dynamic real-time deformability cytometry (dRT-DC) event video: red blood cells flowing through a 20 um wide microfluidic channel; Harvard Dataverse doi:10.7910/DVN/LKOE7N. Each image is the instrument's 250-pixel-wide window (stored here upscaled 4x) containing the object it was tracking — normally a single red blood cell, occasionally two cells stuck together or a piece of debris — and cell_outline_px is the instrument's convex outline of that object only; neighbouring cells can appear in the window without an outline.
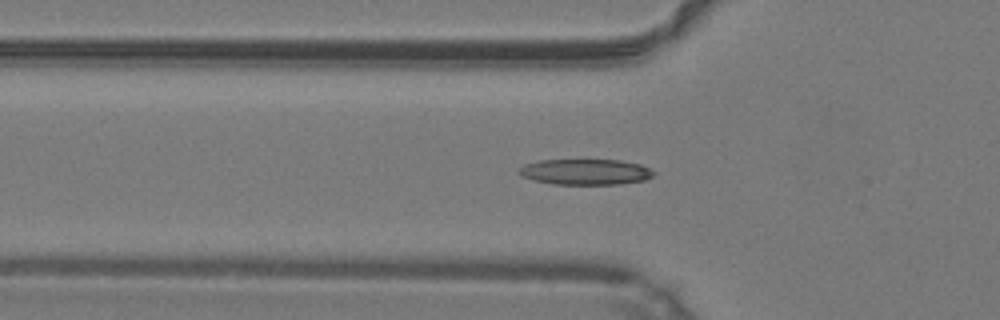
{"species": "common noctule bat (a hibernating species)", "species_latin": "Nyctalus noctula", "temperature_condition": "warm", "stored_images_in_passage": 50, "camera_frame_rate_fps": 3000, "um_per_image_px": 0.085, "animal": {"sex": "male", "body_mass_g": 19.2, "forearm_length_mm": 51.8}, "frame": {"image": 1, "passage_image": 17, "time_ms": 5.333, "image_size_px": [1000, 320], "cell_outline_px": [[656, 172], [652, 176], [644, 180], [620, 184], [552, 184], [520, 176], [516, 172], [516, 168], [524, 164], [540, 160], [620, 160], [640, 164]], "centroid_in_image_um": [49.71, 14.6], "position_along_channel_um": 76.1, "area_um2": 20.29}}
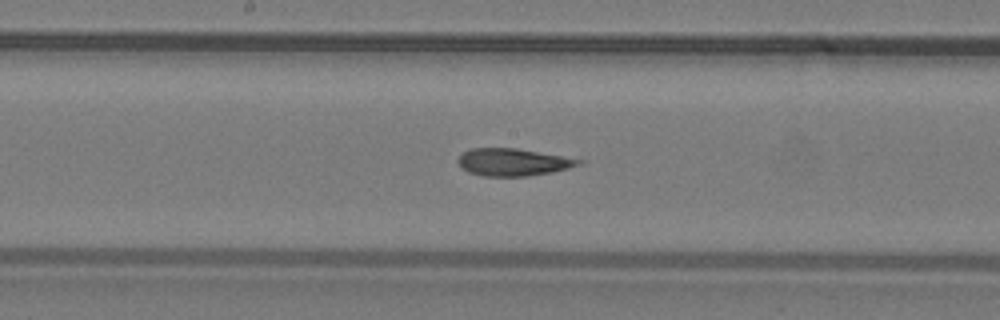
{"frame": {"image": 2, "passage_image": 26, "time_ms": 8.333, "image_size_px": [1000, 320], "cell_outline_px": [[584, 164], [552, 172], [528, 176], [484, 176], [468, 172], [456, 160], [464, 152], [472, 148], [516, 148], [584, 160]], "centroid_in_image_um": [43.63, 13.78], "position_along_channel_um": 204.6, "area_um2": 19.07}}
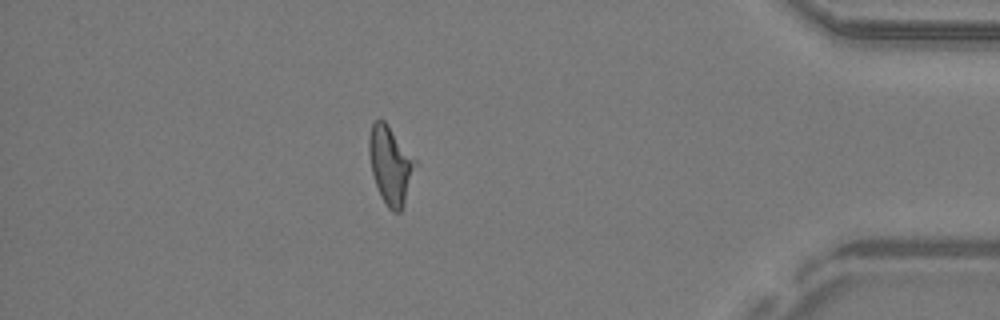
{"frame": {"image": 3, "passage_image": 43, "time_ms": 14.0, "image_size_px": [1000, 320], "cell_outline_px": [[420, 164], [404, 204], [400, 212], [392, 212], [388, 208], [380, 196], [372, 172], [368, 152], [368, 136], [372, 124], [376, 120], [384, 120], [388, 124]], "centroid_in_image_um": [33.23, 14.04], "position_along_channel_um": 402.0, "area_um2": 21.56}, "authors_computed_cell_mechanics": {"area_um2": 20.3456, "velocity_mm_per_s": 4.2387, "shape_relaxation_time_tau1_ms": null, "shape_relaxation_time_tau2_ms": 3.3723, "deformation_change_tau1": null, "deformation_change_tau2": 0.1584}}